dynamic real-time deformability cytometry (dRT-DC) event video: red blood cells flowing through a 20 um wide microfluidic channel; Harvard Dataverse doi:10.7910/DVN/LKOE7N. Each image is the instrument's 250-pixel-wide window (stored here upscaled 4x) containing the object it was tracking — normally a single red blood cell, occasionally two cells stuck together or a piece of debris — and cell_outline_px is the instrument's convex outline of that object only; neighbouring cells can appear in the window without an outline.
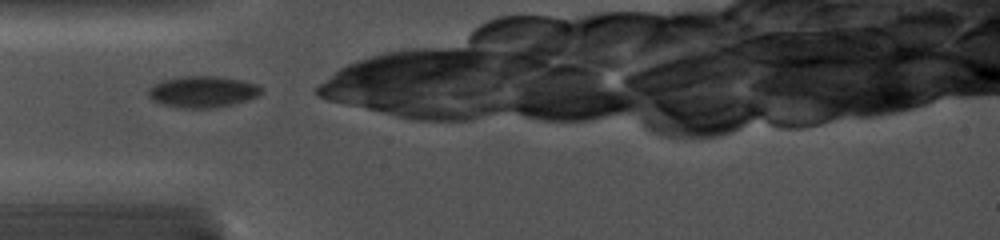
{"species": "common noctule bat (a hibernating species)", "species_latin": "Nyctalus noctula", "temperature_condition": "cold", "stored_images_in_passage": 21, "camera_frame_rate_fps": 5000, "um_per_image_px": 0.085, "animal": {"sex": "female", "body_mass_g": 19.0, "forearm_length_mm": 56.7}, "frame": {"image": 1, "passage_image": 1, "time_ms": 0.0, "image_size_px": [1000, 240], "cell_outline_px": [[260, 92], [256, 96], [232, 104], [212, 108], [180, 108], [160, 104], [152, 100], [148, 96], [148, 88], [152, 84], [164, 80], [180, 76], [220, 76], [260, 84]], "centroid_in_image_um": [17.16, 7.79], "position_along_channel_um": 67.8, "area_um2": 20.69}}
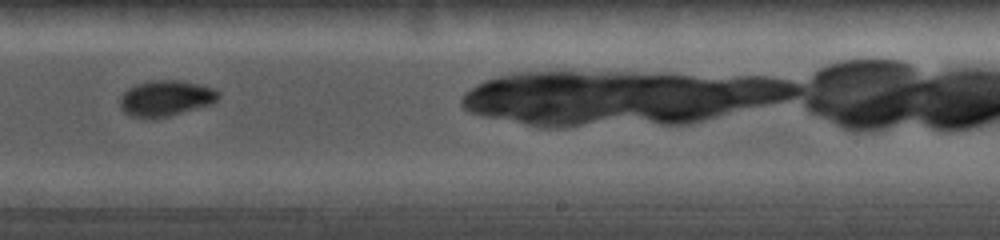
{"frame": {"image": 2, "passage_image": 12, "time_ms": 5.2, "image_size_px": [1000, 240], "cell_outline_px": [[220, 96], [212, 104], [168, 116], [152, 120], [148, 120], [132, 116], [124, 112], [120, 108], [120, 96], [128, 88], [136, 84], [152, 80], [180, 80], [200, 84], [216, 88], [220, 92]], "centroid_in_image_um": [14.09, 8.36], "position_along_channel_um": 274.9, "area_um2": 20.92}}